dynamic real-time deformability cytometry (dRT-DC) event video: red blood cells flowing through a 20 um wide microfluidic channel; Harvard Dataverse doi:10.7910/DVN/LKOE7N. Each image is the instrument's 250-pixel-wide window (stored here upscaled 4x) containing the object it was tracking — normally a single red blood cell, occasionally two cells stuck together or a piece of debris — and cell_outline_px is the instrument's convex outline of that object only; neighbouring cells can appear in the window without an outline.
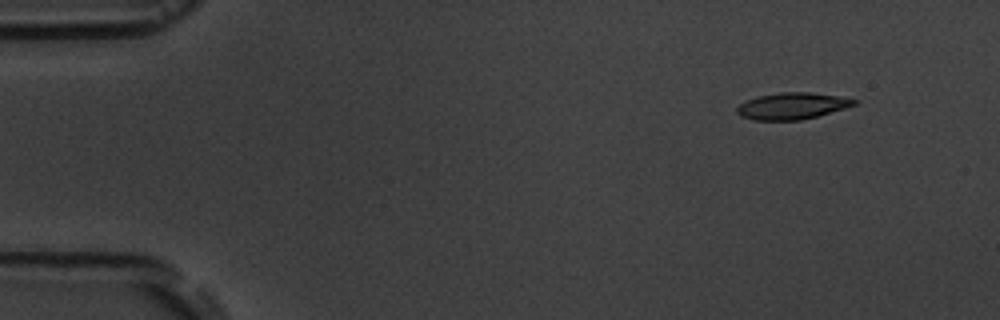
{"species": "common noctule bat (a hibernating species)", "species_latin": "Nyctalus noctula", "temperature_condition": "room temperature", "stored_images_in_passage": 8, "camera_frame_rate_fps": 3000, "um_per_image_px": 0.085, "animal": {"sex": "male", "body_mass_g": 19.5, "forearm_length_mm": 54.6}, "frame": {"image": 1, "passage_image": 2, "time_ms": 1.0, "image_size_px": [1000, 320], "cell_outline_px": [[860, 100], [856, 104], [844, 108], [816, 116], [800, 120], [752, 120], [740, 116], [736, 112], [736, 108], [744, 100], [756, 96], [780, 92], [812, 92], [840, 96]], "centroid_in_image_um": [67.3, 8.99], "position_along_channel_um": 17.7, "area_um2": 18.32}}
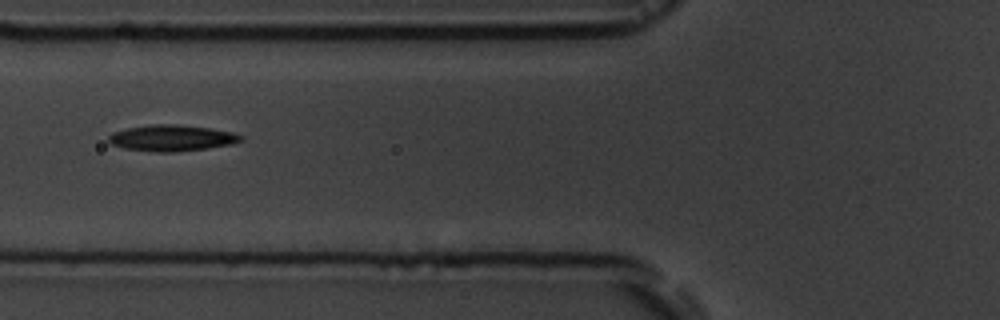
{"frame": {"image": 2, "passage_image": 6, "time_ms": 6.333, "image_size_px": [1000, 320], "cell_outline_px": [[244, 140], [232, 144], [204, 148], [172, 152], [156, 152], [124, 148], [112, 144], [108, 140], [108, 136], [112, 132], [128, 128], [152, 124], [180, 124], [208, 128], [232, 132], [244, 136]], "centroid_in_image_um": [14.6, 11.72], "position_along_channel_um": 111.2, "area_um2": 20.06}}
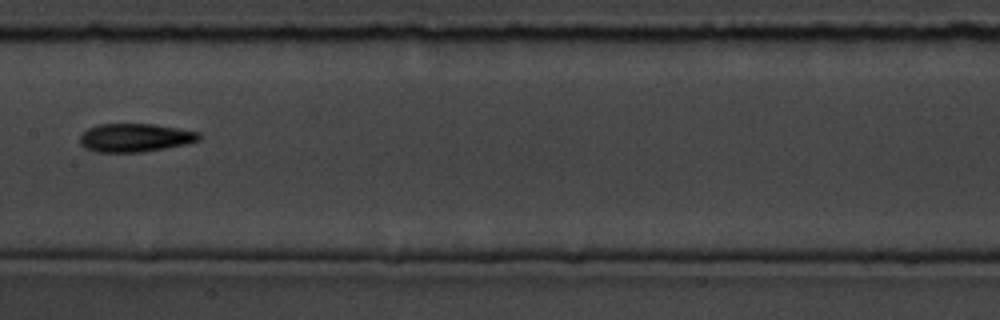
{"frame": {"image": 3, "passage_image": 8, "time_ms": 8.667, "image_size_px": [1000, 320], "cell_outline_px": [[200, 140], [188, 144], [140, 152], [96, 152], [84, 148], [80, 144], [80, 136], [88, 128], [100, 124], [152, 124], [200, 132]], "centroid_in_image_um": [11.47, 11.71], "position_along_channel_um": 195.9, "area_um2": 19.65}}